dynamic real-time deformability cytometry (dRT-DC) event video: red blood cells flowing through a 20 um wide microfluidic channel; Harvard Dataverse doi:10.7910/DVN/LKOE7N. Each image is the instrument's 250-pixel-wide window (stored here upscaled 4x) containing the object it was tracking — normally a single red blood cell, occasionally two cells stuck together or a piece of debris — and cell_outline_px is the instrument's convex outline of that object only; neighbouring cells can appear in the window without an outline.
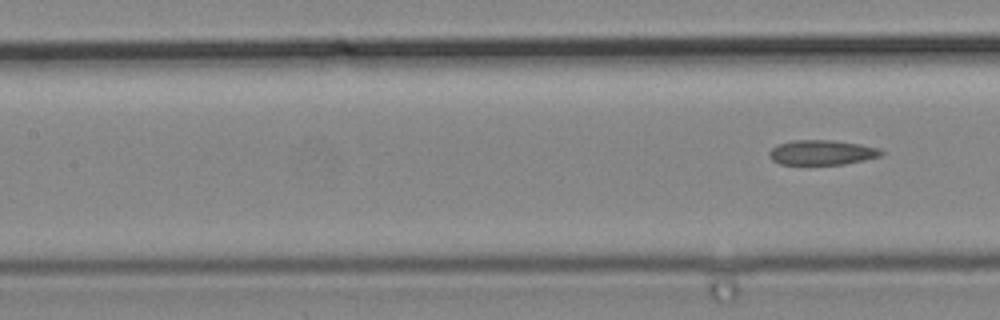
{"species": "common noctule bat (a hibernating species)", "species_latin": "Nyctalus noctula", "temperature_condition": "cold", "stored_images_in_passage": 7, "segment_of_instrument_passage": [2, 2], "camera_frame_rate_fps": 3000, "um_per_image_px": 0.085, "animal": {"sex": "male", "body_mass_g": 19.2, "forearm_length_mm": 51.8}, "frame": {"image": 1, "passage_image": 7, "time_ms": 2.0, "image_size_px": [1000, 320], "cell_outline_px": [[884, 152], [880, 156], [864, 160], [844, 164], [780, 164], [772, 160], [768, 156], [768, 152], [772, 148], [780, 144], [792, 140], [832, 140], [860, 144], [880, 148]], "centroid_in_image_um": [69.86, 12.96], "position_along_channel_um": 137.5, "area_um2": 16.18}}